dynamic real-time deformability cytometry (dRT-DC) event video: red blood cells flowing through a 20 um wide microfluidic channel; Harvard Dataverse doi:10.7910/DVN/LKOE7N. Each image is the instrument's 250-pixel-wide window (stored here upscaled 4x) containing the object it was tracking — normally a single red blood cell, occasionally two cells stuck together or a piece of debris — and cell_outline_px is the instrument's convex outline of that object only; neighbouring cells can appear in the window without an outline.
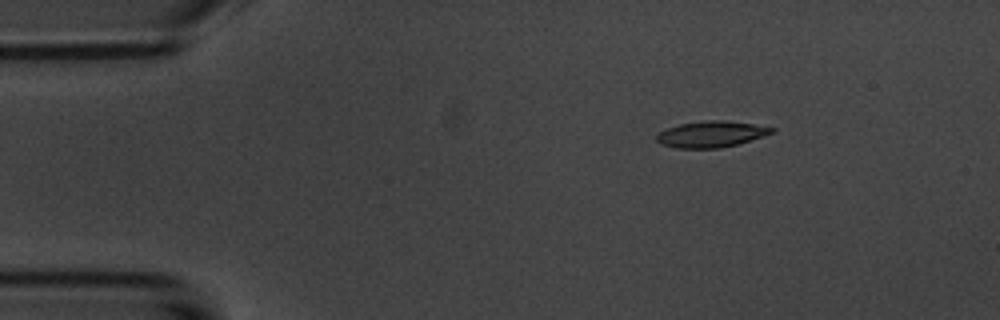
{"species": "common noctule bat (a hibernating species)", "species_latin": "Nyctalus noctula", "temperature_condition": "room temperature", "stored_images_in_passage": 3, "camera_frame_rate_fps": 3000, "um_per_image_px": 0.085, "animal": {"sex": "male", "body_mass_g": 20.1, "forearm_length_mm": 53.5}, "frame": {"image": 1, "passage_image": 1, "time_ms": 0.0, "image_size_px": [1000, 320], "cell_outline_px": [[776, 132], [764, 136], [736, 144], [720, 148], [676, 148], [660, 144], [656, 140], [656, 136], [660, 132], [668, 128], [680, 124], [704, 120], [720, 120], [756, 124], [776, 128]], "centroid_in_image_um": [60.48, 11.4], "position_along_channel_um": 24.5, "area_um2": 17.57}}